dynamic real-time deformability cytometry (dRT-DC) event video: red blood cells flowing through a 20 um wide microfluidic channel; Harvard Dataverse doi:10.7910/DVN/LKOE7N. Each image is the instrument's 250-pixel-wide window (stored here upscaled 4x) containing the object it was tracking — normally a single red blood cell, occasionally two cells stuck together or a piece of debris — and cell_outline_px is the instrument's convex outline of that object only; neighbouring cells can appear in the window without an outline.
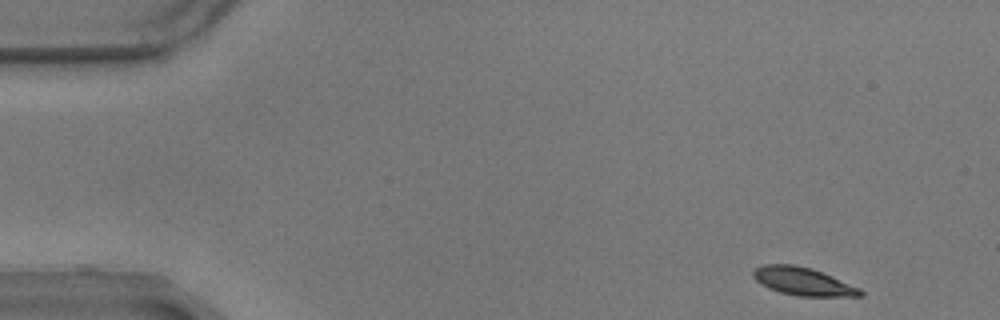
{"species": "common noctule bat (a hibernating species)", "species_latin": "Nyctalus noctula", "temperature_condition": "warm", "stored_images_in_passage": 12, "camera_frame_rate_fps": 3000, "um_per_image_px": 0.085, "animal": {"sex": "male", "body_mass_g": 17.9}, "frame": {"image": 1, "passage_image": 1, "time_ms": 0.0, "image_size_px": [1000, 320], "cell_outline_px": [[864, 296], [800, 296], [780, 292], [768, 288], [760, 284], [752, 276], [752, 272], [756, 268], [764, 264], [792, 264], [812, 268], [860, 288], [864, 292]], "centroid_in_image_um": [68.24, 23.92], "position_along_channel_um": 16.8, "area_um2": 17.4}}